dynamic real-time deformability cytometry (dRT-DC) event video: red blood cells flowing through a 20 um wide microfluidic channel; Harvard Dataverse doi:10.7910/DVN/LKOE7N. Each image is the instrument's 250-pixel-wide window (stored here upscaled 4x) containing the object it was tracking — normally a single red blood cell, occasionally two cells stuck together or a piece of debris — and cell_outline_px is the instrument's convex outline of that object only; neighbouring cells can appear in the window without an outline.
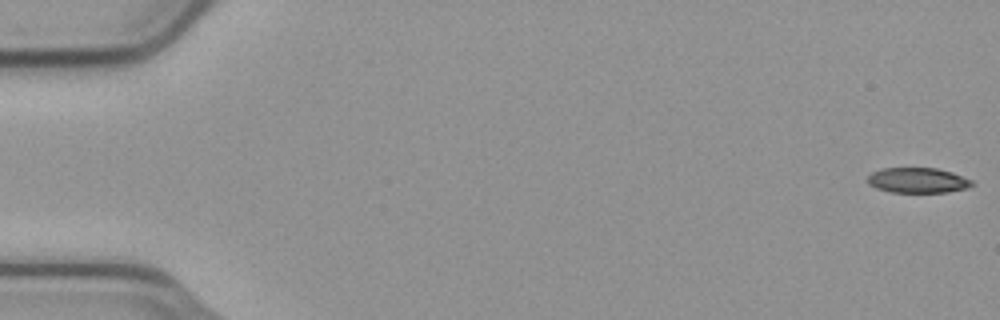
{"species": "common noctule bat (a hibernating species)", "species_latin": "Nyctalus noctula", "temperature_condition": "cold", "stored_images_in_passage": 55, "camera_frame_rate_fps": 3000, "um_per_image_px": 0.085, "animal": {"sex": "male", "body_mass_g": 23.1, "forearm_length_mm": 52.7}, "frame": {"image": 1, "passage_image": 1, "time_ms": 0.0, "image_size_px": [1000, 320], "cell_outline_px": [[972, 184], [968, 188], [948, 192], [892, 192], [876, 188], [868, 184], [868, 176], [872, 172], [880, 168], [936, 168], [952, 172], [972, 180]], "centroid_in_image_um": [77.99, 15.32], "position_along_channel_um": 7.0, "area_um2": 15.32}}
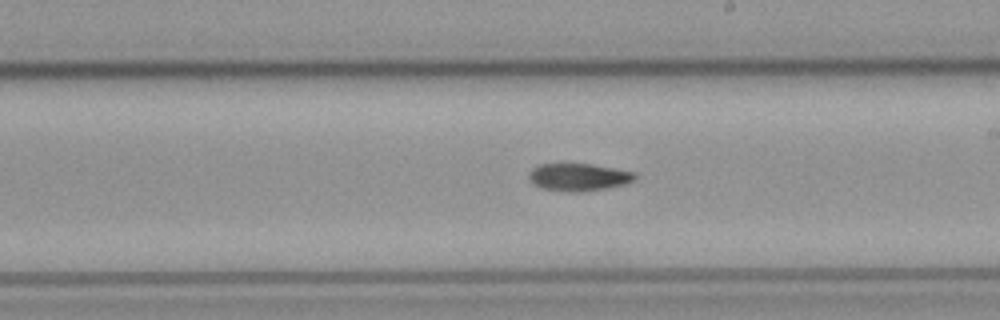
{"frame": {"image": 2, "passage_image": 32, "time_ms": 10.333, "image_size_px": [1000, 320], "cell_outline_px": [[636, 180], [624, 184], [608, 188], [580, 192], [568, 192], [544, 188], [536, 184], [528, 176], [532, 168], [540, 164], [560, 160], [592, 164], [636, 172]], "centroid_in_image_um": [49.19, 15.0], "position_along_channel_um": 239.8, "area_um2": 17.63}}
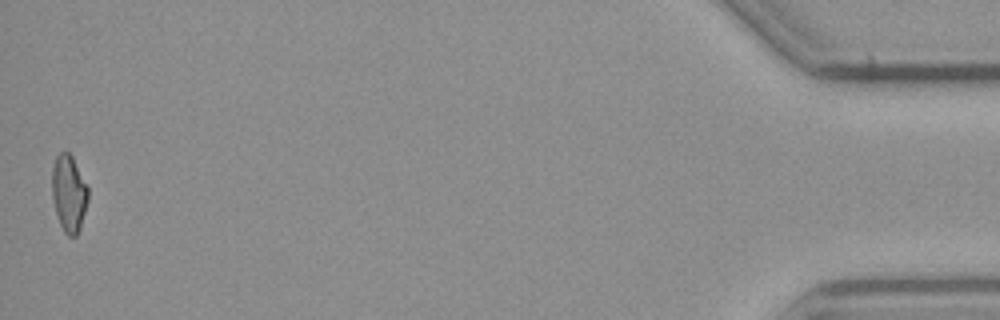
{"frame": {"image": 3, "passage_image": 55, "time_ms": 18.0, "image_size_px": [1000, 320], "cell_outline_px": [[88, 200], [80, 228], [76, 236], [68, 236], [64, 232], [60, 224], [52, 200], [52, 168], [56, 156], [60, 152], [68, 152], [72, 156], [88, 188]], "centroid_in_image_um": [5.84, 16.44], "position_along_channel_um": 429.4, "area_um2": 16.07}, "authors_computed_cell_mechanics": {"area_um2": 16.8776, "velocity_mm_per_s": 3.7555, "shape_relaxation_time_tau1_ms": 7.7608, "shape_relaxation_time_tau2_ms": null, "deformation_change_tau1": 0.1785, "deformation_change_tau2": null}}